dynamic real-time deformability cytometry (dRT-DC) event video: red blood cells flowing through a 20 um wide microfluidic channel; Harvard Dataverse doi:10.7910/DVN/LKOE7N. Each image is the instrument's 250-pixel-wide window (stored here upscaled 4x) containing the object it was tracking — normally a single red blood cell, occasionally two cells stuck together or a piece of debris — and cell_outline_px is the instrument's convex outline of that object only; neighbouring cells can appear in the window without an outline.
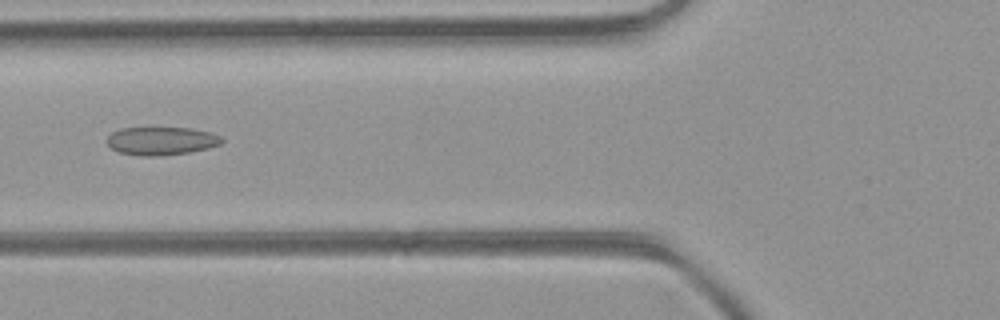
{"species": "common noctule bat (a hibernating species)", "species_latin": "Nyctalus noctula", "temperature_condition": "room temperature", "stored_images_in_passage": 46, "camera_frame_rate_fps": 3000, "um_per_image_px": 0.085, "animal": {"sex": "female", "body_mass_g": 21.9}, "frame": {"image": 1, "passage_image": 18, "time_ms": 5.667, "image_size_px": [1000, 320], "cell_outline_px": [[224, 140], [220, 144], [208, 148], [188, 152], [160, 156], [140, 156], [120, 152], [112, 148], [108, 144], [108, 136], [112, 132], [120, 128], [188, 128], [212, 132], [220, 136]], "centroid_in_image_um": [13.73, 11.97], "position_along_channel_um": 112.1, "area_um2": 18.73}}
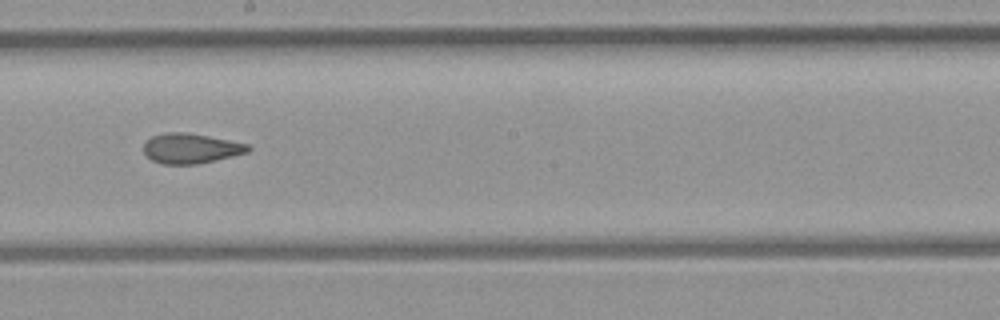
{"frame": {"image": 2, "passage_image": 26, "time_ms": 8.333, "image_size_px": [1000, 320], "cell_outline_px": [[252, 148], [248, 152], [216, 160], [196, 164], [160, 164], [152, 160], [144, 152], [144, 144], [152, 136], [168, 132], [184, 132], [208, 136], [248, 144]], "centroid_in_image_um": [16.22, 12.62], "position_along_channel_um": 232.0, "area_um2": 18.09}}
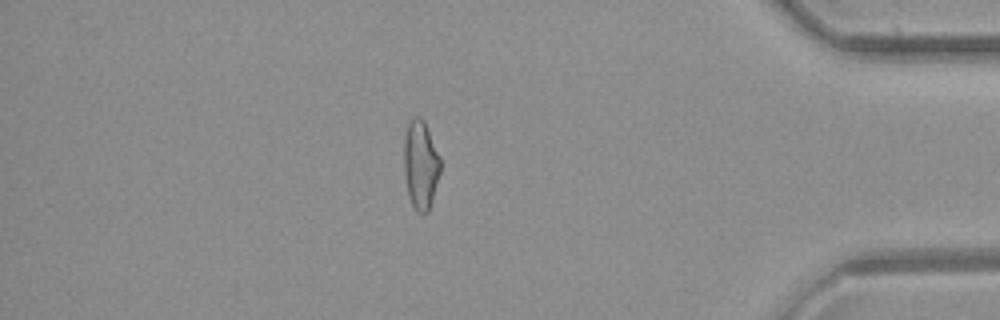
{"frame": {"image": 3, "passage_image": 40, "time_ms": 13.0, "image_size_px": [1000, 320], "cell_outline_px": [[440, 172], [432, 200], [428, 212], [424, 216], [416, 212], [408, 196], [404, 172], [404, 140], [408, 124], [416, 116], [420, 116], [424, 120], [440, 156]], "centroid_in_image_um": [35.75, 14.04], "position_along_channel_um": 399.4, "area_um2": 18.9}, "authors_computed_cell_mechanics": {"area_um2": 18.9584, "velocity_mm_per_s": 4.4719, "shape_relaxation_time_tau1_ms": null, "shape_relaxation_time_tau2_ms": 3.0426, "deformation_change_tau1": null, "deformation_change_tau2": 0.1076}}